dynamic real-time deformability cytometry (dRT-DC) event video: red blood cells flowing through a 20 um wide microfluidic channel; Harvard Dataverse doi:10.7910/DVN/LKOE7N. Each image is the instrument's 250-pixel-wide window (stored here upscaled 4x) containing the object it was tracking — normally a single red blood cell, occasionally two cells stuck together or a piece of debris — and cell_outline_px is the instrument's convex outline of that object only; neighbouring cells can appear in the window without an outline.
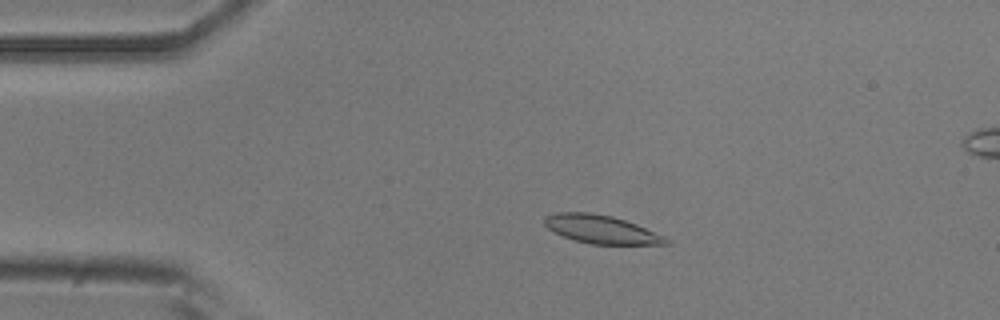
{"species": "common noctule bat (a hibernating species)", "species_latin": "Nyctalus noctula", "temperature_condition": "room temperature", "stored_images_in_passage": 51, "segment_of_instrument_passage": [1, 2], "camera_frame_rate_fps": 3000, "um_per_image_px": 0.085, "animal": {"sex": "male", "body_mass_g": 20.5, "forearm_length_mm": 52.5}, "frame": {"image": 1, "passage_image": 9, "time_ms": 2.667, "image_size_px": [1000, 320], "cell_outline_px": [[668, 244], [592, 244], [576, 240], [564, 236], [548, 228], [544, 224], [544, 216], [556, 212], [588, 212], [612, 216], [636, 224], [664, 236], [668, 240]], "centroid_in_image_um": [51.07, 19.48], "position_along_channel_um": 33.9, "area_um2": 19.71}}
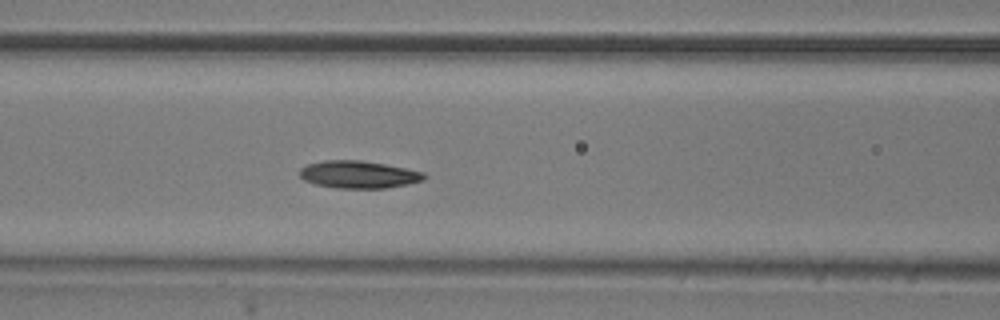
{"frame": {"image": 2, "passage_image": 20, "time_ms": 6.333, "image_size_px": [1000, 320], "cell_outline_px": [[428, 176], [424, 180], [408, 184], [384, 188], [336, 188], [316, 184], [304, 180], [300, 176], [300, 168], [308, 164], [324, 160], [360, 160], [384, 164], [424, 172]], "centroid_in_image_um": [30.49, 14.83], "position_along_channel_um": 136.1, "area_um2": 19.83}}
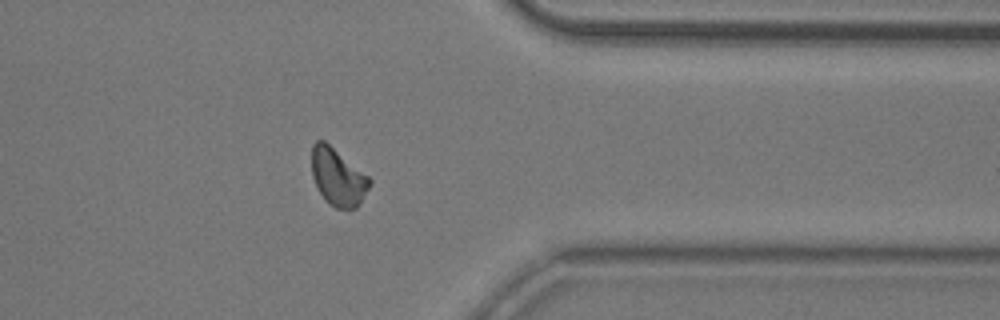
{"frame": {"image": 3, "passage_image": 40, "time_ms": 13.0, "image_size_px": [1000, 320], "cell_outline_px": [[372, 184], [360, 204], [356, 208], [336, 208], [328, 204], [320, 192], [312, 176], [312, 144], [316, 140], [324, 140], [368, 176], [372, 180]], "centroid_in_image_um": [28.73, 15.06], "position_along_channel_um": 382.7, "area_um2": 19.25}}